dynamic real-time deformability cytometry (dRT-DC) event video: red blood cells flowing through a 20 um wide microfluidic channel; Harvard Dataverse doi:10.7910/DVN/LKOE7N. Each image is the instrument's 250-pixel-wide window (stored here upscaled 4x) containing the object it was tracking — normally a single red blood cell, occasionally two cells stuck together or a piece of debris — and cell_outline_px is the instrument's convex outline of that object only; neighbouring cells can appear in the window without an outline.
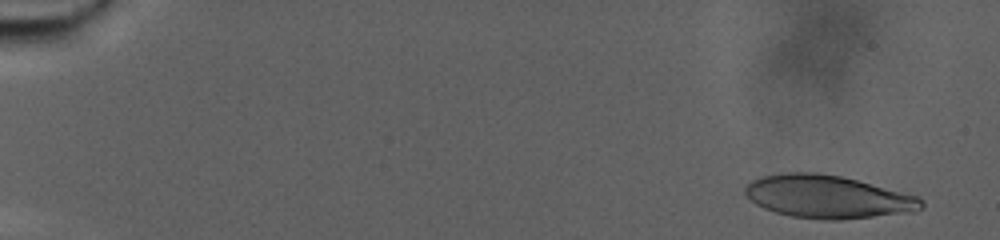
{"species": "human", "species_latin": "Homo sapiens", "temperature_condition": "warm", "stored_images_in_passage": 75, "camera_frame_rate_fps": 3000, "um_per_image_px": 0.085, "donor": {"sex": "male"}, "frame": {"image": 1, "passage_image": 5, "time_ms": 1.333, "image_size_px": [1000, 240], "cell_outline_px": [[924, 204], [920, 208], [912, 212], [840, 220], [824, 220], [792, 216], [776, 212], [764, 208], [756, 204], [744, 192], [744, 188], [752, 180], [760, 176], [788, 172], [816, 172], [840, 176], [920, 196], [924, 200]], "centroid_in_image_um": [70.37, 16.72], "position_along_channel_um": 14.6, "area_um2": 43.99}}
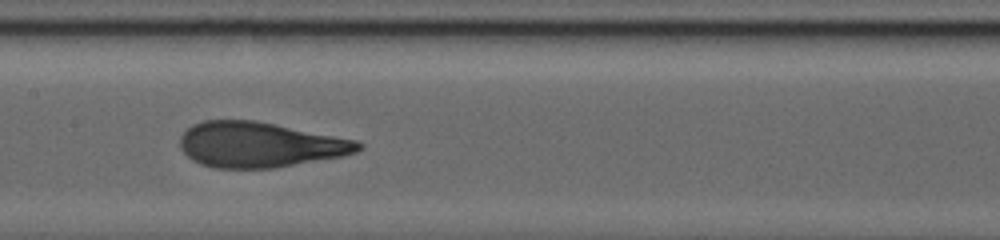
{"frame": {"image": 2, "passage_image": 46, "time_ms": 15.0, "image_size_px": [1000, 240], "cell_outline_px": [[364, 148], [356, 152], [344, 156], [276, 168], [212, 168], [200, 164], [192, 160], [180, 148], [180, 136], [192, 124], [204, 120], [256, 120], [356, 140], [364, 144]], "centroid_in_image_um": [22.08, 12.3], "position_along_channel_um": 185.3, "area_um2": 47.34}}
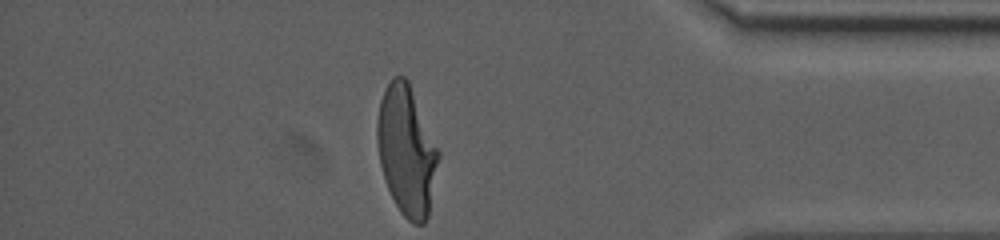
{"frame": {"image": 3, "passage_image": 75, "time_ms": 24.667, "image_size_px": [1000, 240], "cell_outline_px": [[440, 156], [428, 216], [424, 224], [412, 224], [400, 212], [384, 180], [380, 164], [376, 140], [376, 120], [380, 100], [392, 76], [404, 76], [408, 80], [440, 152]], "centroid_in_image_um": [34.55, 12.8], "position_along_channel_um": 400.6, "area_um2": 46.36}, "authors_computed_cell_mechanics": {"area_um2": 46.0088, "velocity_mm_per_s": 2.4831, "shape_relaxation_time_tau1_ms": 8.5838, "shape_relaxation_time_tau2_ms": 1.2709, "deformation_change_tau1": 0.2697, "deformation_change_tau2": 0.0879}}